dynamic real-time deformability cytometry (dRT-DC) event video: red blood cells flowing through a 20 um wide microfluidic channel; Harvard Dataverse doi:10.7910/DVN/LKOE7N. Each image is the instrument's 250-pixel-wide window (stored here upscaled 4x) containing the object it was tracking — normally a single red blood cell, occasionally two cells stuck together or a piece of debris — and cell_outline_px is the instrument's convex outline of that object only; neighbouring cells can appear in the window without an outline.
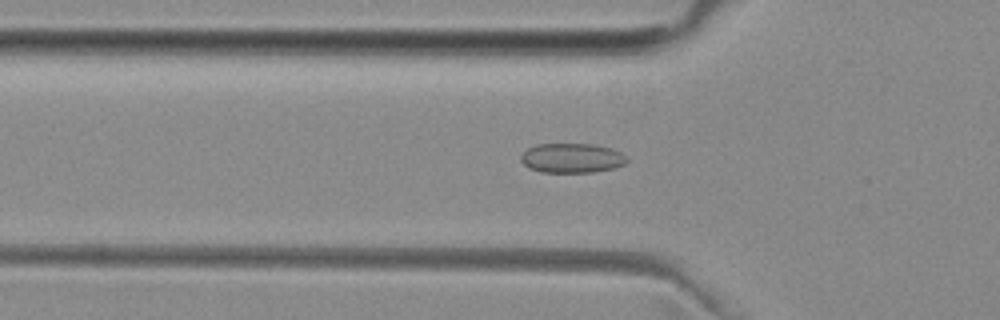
{"species": "common noctule bat (a hibernating species)", "species_latin": "Nyctalus noctula", "temperature_condition": "room temperature", "stored_images_in_passage": 22, "camera_frame_rate_fps": 3000, "um_per_image_px": 0.085, "animal": {"sex": "female", "body_mass_g": 29.2, "forearm_length_mm": 56.3}, "frame": {"image": 1, "passage_image": 3, "time_ms": 0.667, "image_size_px": [1000, 320], "cell_outline_px": [[628, 160], [624, 164], [612, 168], [592, 172], [540, 172], [528, 168], [520, 160], [520, 156], [528, 148], [536, 144], [592, 144], [612, 148], [620, 152]], "centroid_in_image_um": [48.57, 13.43], "position_along_channel_um": 77.2, "area_um2": 18.21}}
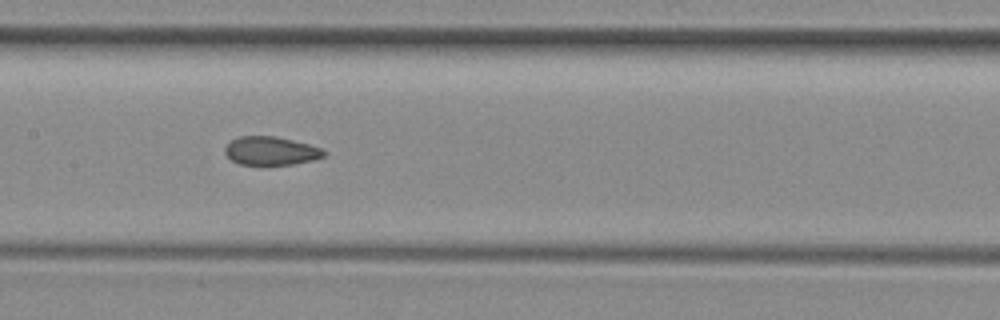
{"frame": {"image": 2, "passage_image": 11, "time_ms": 3.333, "image_size_px": [1000, 320], "cell_outline_px": [[328, 152], [324, 156], [312, 160], [292, 164], [240, 164], [232, 160], [224, 152], [224, 148], [232, 140], [240, 136], [276, 136], [308, 144], [320, 148]], "centroid_in_image_um": [23.03, 12.81], "position_along_channel_um": 184.4, "area_um2": 16.18}}
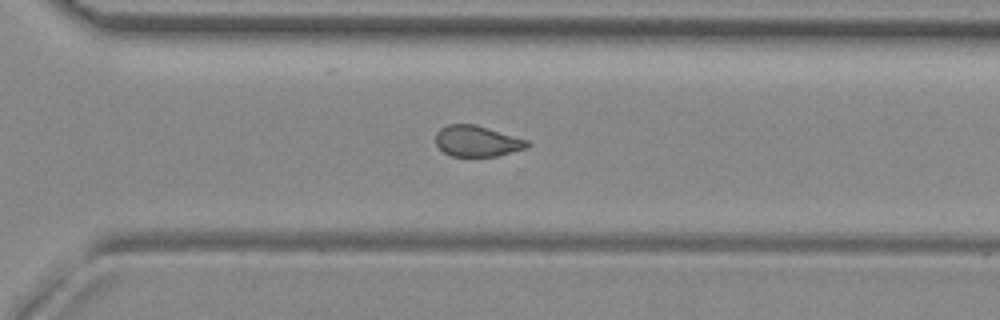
{"frame": {"image": 3, "passage_image": 22, "time_ms": 7.0, "image_size_px": [1000, 320], "cell_outline_px": [[532, 144], [528, 148], [496, 156], [452, 156], [444, 152], [436, 144], [436, 132], [440, 128], [448, 124], [476, 124], [528, 140]], "centroid_in_image_um": [40.57, 11.99], "position_along_channel_um": 330.0, "area_um2": 16.59}}